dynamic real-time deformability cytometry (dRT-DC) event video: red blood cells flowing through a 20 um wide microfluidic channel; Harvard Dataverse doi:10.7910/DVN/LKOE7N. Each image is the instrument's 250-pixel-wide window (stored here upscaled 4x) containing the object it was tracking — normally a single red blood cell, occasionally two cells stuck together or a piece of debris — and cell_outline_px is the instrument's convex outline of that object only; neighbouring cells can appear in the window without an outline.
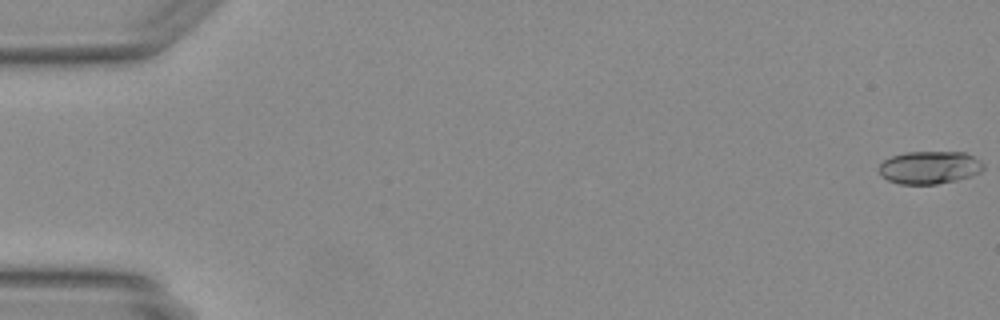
{"species": "Egyptian fruit bat (a non-hibernating species)", "species_latin": "Rousettus aegyptiacus", "temperature_condition": "warm", "stored_images_in_passage": 14, "camera_frame_rate_fps": 3000, "um_per_image_px": 0.085, "animal": {"sex": "female"}, "frame": {"image": 1, "passage_image": 1, "time_ms": 0.0, "image_size_px": [1000, 320], "cell_outline_px": [[984, 168], [980, 172], [956, 180], [936, 184], [900, 184], [888, 180], [880, 176], [880, 164], [884, 160], [892, 156], [908, 152], [964, 152], [980, 160], [984, 164]], "centroid_in_image_um": [79.0, 14.23], "position_along_channel_um": 6.0, "area_um2": 19.83}}
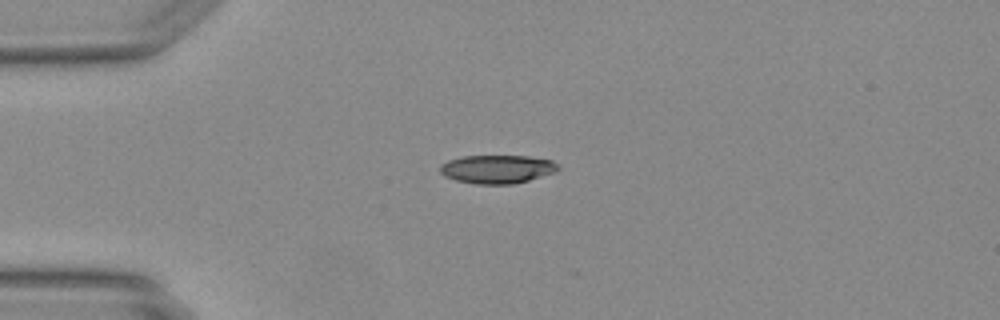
{"frame": {"image": 2, "passage_image": 13, "time_ms": 4.0, "image_size_px": [1000, 320], "cell_outline_px": [[560, 168], [556, 172], [528, 180], [512, 184], [476, 184], [456, 180], [444, 176], [440, 172], [440, 164], [448, 160], [464, 156], [528, 156], [552, 160], [560, 164]], "centroid_in_image_um": [42.28, 14.37], "position_along_channel_um": 42.7, "area_um2": 19.65}}